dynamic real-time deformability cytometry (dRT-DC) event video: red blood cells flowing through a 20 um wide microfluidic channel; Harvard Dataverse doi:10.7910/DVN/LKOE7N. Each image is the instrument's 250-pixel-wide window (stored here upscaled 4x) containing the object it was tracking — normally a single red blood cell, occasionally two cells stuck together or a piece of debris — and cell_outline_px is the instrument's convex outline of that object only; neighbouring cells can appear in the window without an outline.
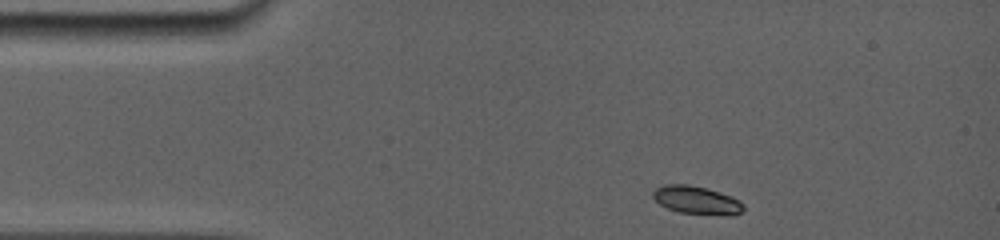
{"species": "common noctule bat (a hibernating species)", "species_latin": "Nyctalus noctula", "temperature_condition": "room temperature", "stored_images_in_passage": 61, "camera_frame_rate_fps": 5000, "um_per_image_px": 0.085, "animal": {"sex": "female", "body_mass_g": 19.0, "forearm_length_mm": 56.7}, "frame": {"image": 1, "passage_image": 1, "time_ms": 0.0, "image_size_px": [1000, 240], "cell_outline_px": [[744, 208], [740, 212], [732, 216], [728, 216], [680, 212], [668, 208], [660, 204], [652, 196], [652, 192], [656, 188], [664, 184], [688, 184], [708, 188], [732, 196], [740, 200], [744, 204]], "centroid_in_image_um": [59.25, 17.0], "position_along_channel_um": 25.8, "area_um2": 14.97}}
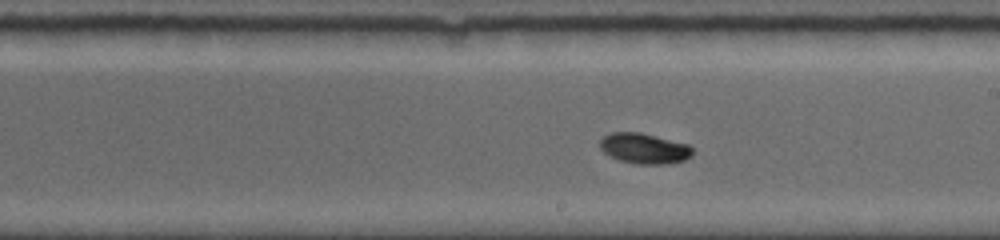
{"frame": {"image": 2, "passage_image": 32, "time_ms": 6.8, "image_size_px": [1000, 240], "cell_outline_px": [[692, 156], [684, 160], [672, 164], [636, 164], [620, 160], [608, 156], [600, 148], [600, 140], [604, 136], [612, 132], [640, 132], [688, 144], [692, 148]], "centroid_in_image_um": [54.76, 12.62], "position_along_channel_um": 234.2, "area_um2": 16.53}}
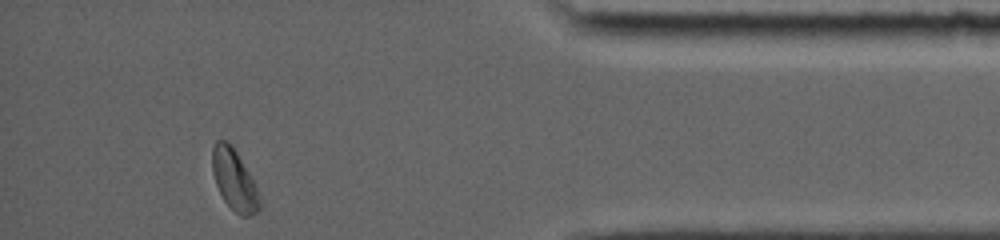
{"frame": {"image": 3, "passage_image": 59, "time_ms": 12.2, "image_size_px": [1000, 240], "cell_outline_px": [[260, 208], [256, 212], [248, 216], [240, 216], [224, 200], [216, 184], [212, 172], [212, 148], [216, 140], [228, 140], [232, 144], [248, 172], [256, 188], [260, 200]], "centroid_in_image_um": [19.88, 15.25], "position_along_channel_um": 415.3, "area_um2": 16.53}, "authors_computed_cell_mechanics": {"area_um2": 16.0106, "velocity_mm_per_s": 3.8514, "shape_relaxation_time_tau1_ms": 3.2017, "shape_relaxation_time_tau2_ms": null, "deformation_change_tau1": 0.1292, "deformation_change_tau2": null}}